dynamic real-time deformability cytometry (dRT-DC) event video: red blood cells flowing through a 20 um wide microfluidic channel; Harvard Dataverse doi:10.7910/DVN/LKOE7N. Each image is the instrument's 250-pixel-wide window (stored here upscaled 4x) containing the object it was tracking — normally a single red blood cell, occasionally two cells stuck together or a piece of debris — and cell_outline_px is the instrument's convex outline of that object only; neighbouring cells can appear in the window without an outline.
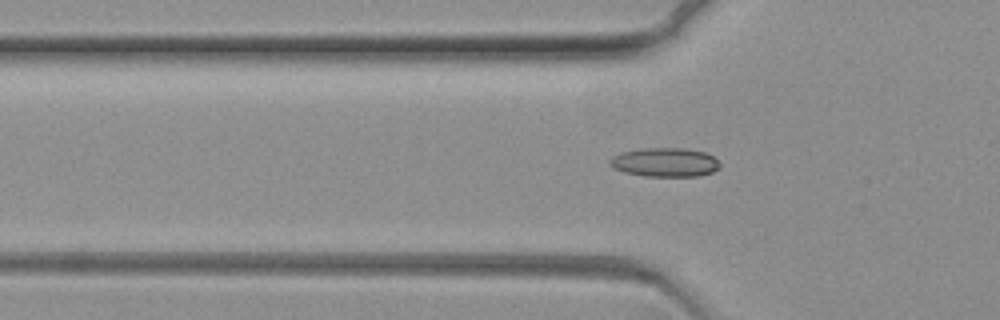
{"species": "common noctule bat (a hibernating species)", "species_latin": "Nyctalus noctula", "temperature_condition": "warm", "stored_images_in_passage": 50, "camera_frame_rate_fps": 3000, "um_per_image_px": 0.085, "animal": {"sex": "female", "body_mass_g": 19.3, "forearm_length_mm": 54.1}, "frame": {"image": 1, "passage_image": 10, "time_ms": 3.0, "image_size_px": [1000, 320], "cell_outline_px": [[720, 168], [712, 172], [700, 176], [644, 176], [624, 172], [612, 168], [608, 164], [608, 160], [612, 156], [620, 152], [644, 148], [680, 148], [704, 152], [712, 156], [720, 164]], "centroid_in_image_um": [56.47, 13.8], "position_along_channel_um": 69.3, "area_um2": 18.67}}
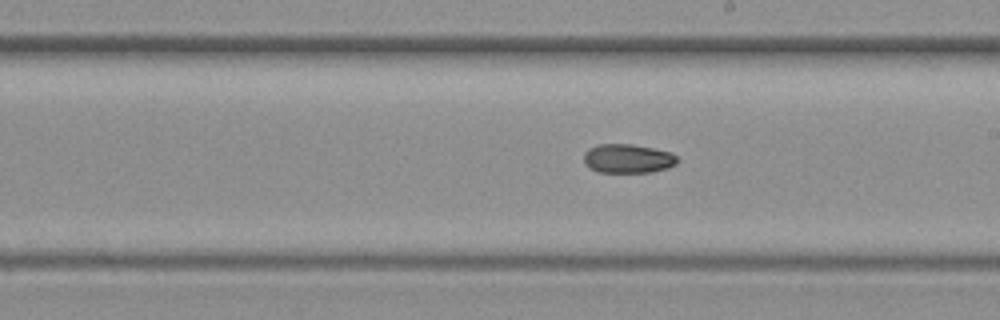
{"frame": {"image": 2, "passage_image": 27, "time_ms": 8.667, "image_size_px": [1000, 320], "cell_outline_px": [[676, 164], [668, 168], [652, 172], [600, 172], [588, 168], [584, 164], [584, 152], [588, 148], [600, 144], [632, 144], [672, 152], [676, 156]], "centroid_in_image_um": [53.34, 13.48], "position_along_channel_um": 235.7, "area_um2": 15.9}}
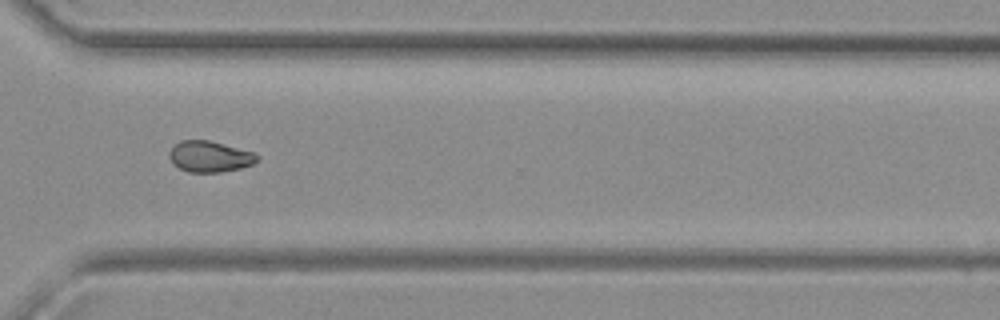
{"frame": {"image": 3, "passage_image": 39, "time_ms": 12.667, "image_size_px": [1000, 320], "cell_outline_px": [[260, 156], [252, 164], [240, 168], [220, 172], [188, 172], [172, 164], [168, 156], [168, 152], [180, 140], [208, 140], [256, 152]], "centroid_in_image_um": [17.82, 13.3], "position_along_channel_um": 352.8, "area_um2": 15.95}}